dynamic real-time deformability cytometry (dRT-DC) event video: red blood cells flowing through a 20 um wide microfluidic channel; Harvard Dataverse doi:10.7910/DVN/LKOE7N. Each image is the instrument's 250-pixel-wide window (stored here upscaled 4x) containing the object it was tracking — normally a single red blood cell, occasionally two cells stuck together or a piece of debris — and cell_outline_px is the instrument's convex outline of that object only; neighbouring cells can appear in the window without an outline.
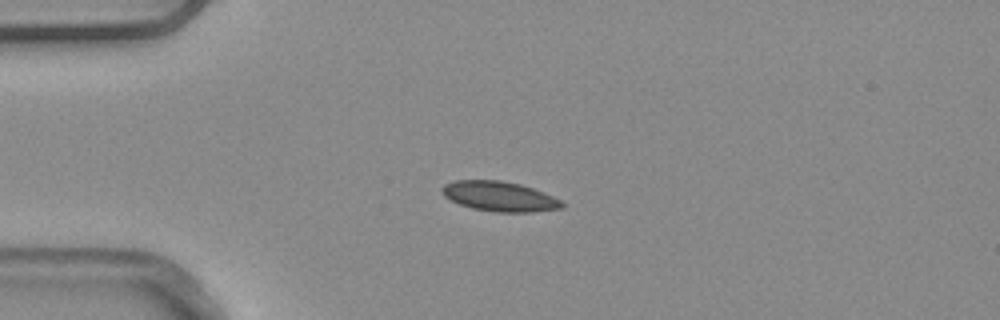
{"species": "common noctule bat (a hibernating species)", "species_latin": "Nyctalus noctula", "temperature_condition": "warm", "stored_images_in_passage": 7, "camera_frame_rate_fps": 3000, "um_per_image_px": 0.085, "animal": {"sex": "male", "body_mass_g": 20.4}, "frame": {"image": 1, "passage_image": 3, "time_ms": 0.667, "image_size_px": [1000, 320], "cell_outline_px": [[564, 208], [532, 212], [496, 212], [472, 208], [460, 204], [444, 196], [440, 188], [444, 184], [452, 180], [500, 180], [520, 184], [544, 192], [560, 200], [564, 204]], "centroid_in_image_um": [42.45, 16.69], "position_along_channel_um": 42.6, "area_um2": 20.92}}
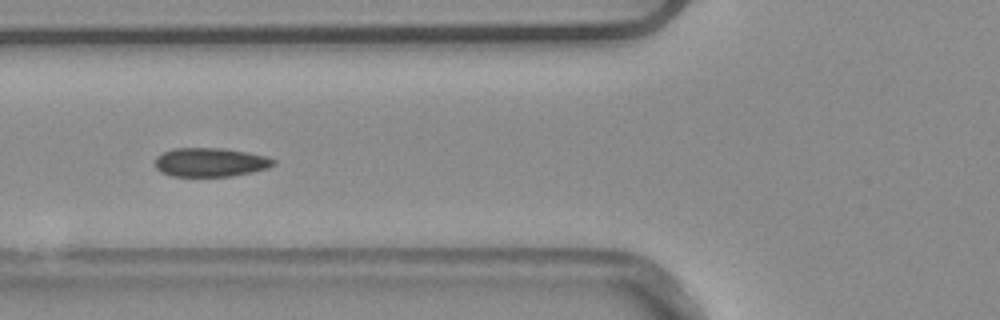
{"frame": {"image": 2, "passage_image": 5, "time_ms": 1.333, "image_size_px": [1000, 320], "cell_outline_px": [[276, 164], [268, 168], [252, 172], [232, 176], [172, 176], [160, 172], [156, 168], [156, 156], [172, 148], [224, 148], [248, 152], [268, 156], [276, 160]], "centroid_in_image_um": [17.91, 13.79], "position_along_channel_um": 107.9, "area_um2": 20.11}}